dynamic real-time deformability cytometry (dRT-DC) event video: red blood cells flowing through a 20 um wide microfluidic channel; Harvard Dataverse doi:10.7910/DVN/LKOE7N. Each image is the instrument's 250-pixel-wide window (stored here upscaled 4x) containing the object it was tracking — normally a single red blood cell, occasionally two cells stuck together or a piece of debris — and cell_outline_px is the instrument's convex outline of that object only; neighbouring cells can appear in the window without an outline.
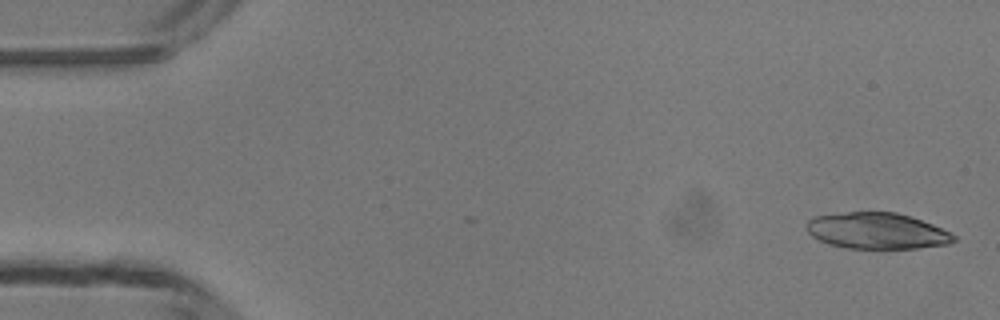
{"species": "common noctule bat (a hibernating species)", "species_latin": "Nyctalus noctula", "temperature_condition": "room temperature", "stored_images_in_passage": 4, "camera_frame_rate_fps": 3000, "um_per_image_px": 0.085, "animal": {"sex": "male", "body_mass_g": 13.3}, "frame": {"image": 1, "passage_image": 4, "time_ms": 1.0, "image_size_px": [1000, 320], "cell_outline_px": [[956, 240], [948, 244], [916, 248], [844, 248], [828, 244], [812, 236], [808, 232], [808, 220], [812, 216], [848, 212], [896, 212], [912, 216], [932, 224], [956, 236]], "centroid_in_image_um": [74.53, 19.62], "position_along_channel_um": 10.5, "area_um2": 30.92}}